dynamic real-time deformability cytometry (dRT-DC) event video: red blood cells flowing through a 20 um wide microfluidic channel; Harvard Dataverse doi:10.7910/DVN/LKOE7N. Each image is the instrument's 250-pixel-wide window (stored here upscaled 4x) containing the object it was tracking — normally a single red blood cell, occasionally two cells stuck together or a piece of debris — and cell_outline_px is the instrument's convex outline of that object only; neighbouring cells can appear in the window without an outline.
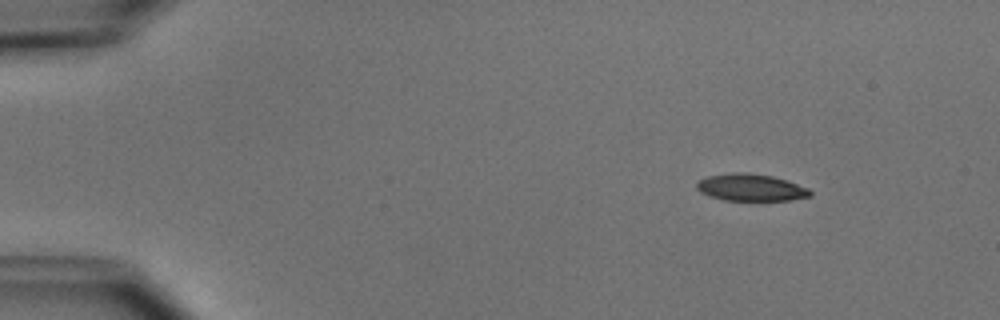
{"species": "common noctule bat (a hibernating species)", "species_latin": "Nyctalus noctula", "temperature_condition": "cold", "stored_images_in_passage": 3, "camera_frame_rate_fps": 3000, "um_per_image_px": 0.085, "animal": {"sex": "male", "body_mass_g": 15.6}, "frame": {"image": 1, "passage_image": 1, "time_ms": 0.0, "image_size_px": [1000, 320], "cell_outline_px": [[812, 196], [792, 200], [724, 200], [700, 192], [696, 188], [696, 184], [700, 180], [708, 176], [732, 172], [748, 172], [772, 176], [788, 180], [808, 188], [812, 192]], "centroid_in_image_um": [63.86, 15.93], "position_along_channel_um": 21.1, "area_um2": 17.92}}